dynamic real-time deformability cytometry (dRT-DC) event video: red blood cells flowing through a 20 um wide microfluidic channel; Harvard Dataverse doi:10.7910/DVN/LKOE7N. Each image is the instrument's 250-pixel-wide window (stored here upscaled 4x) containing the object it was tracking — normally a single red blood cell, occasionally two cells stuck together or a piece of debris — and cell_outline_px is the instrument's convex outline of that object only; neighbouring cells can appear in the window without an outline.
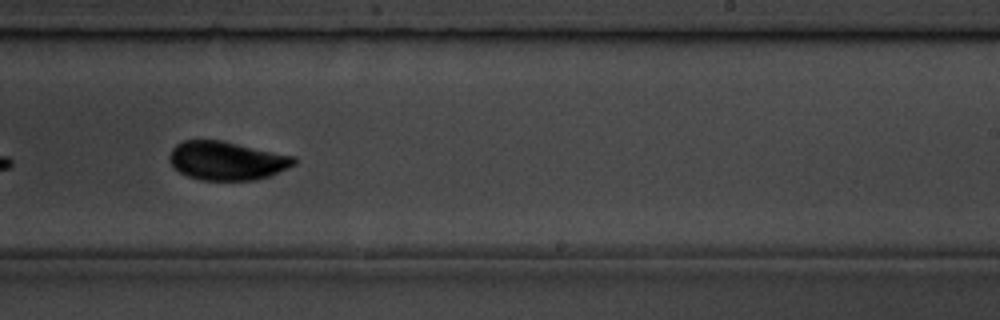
{"species": "common noctule bat (a hibernating species)", "species_latin": "Nyctalus noctula", "temperature_condition": "room temperature", "stored_images_in_passage": 16, "camera_frame_rate_fps": 3000, "um_per_image_px": 0.085, "animal": {"sex": "male", "body_mass_g": 19.5, "forearm_length_mm": 54.6}, "frame": {"image": 1, "passage_image": 10, "time_ms": 10.333, "image_size_px": [1000, 320], "cell_outline_px": [[296, 164], [272, 176], [256, 180], [200, 180], [188, 176], [172, 168], [168, 160], [168, 156], [172, 148], [176, 144], [184, 140], [224, 140], [292, 156], [296, 160]], "centroid_in_image_um": [19.25, 13.66], "position_along_channel_um": 269.8, "area_um2": 28.38}, "authors_computed_cell_mechanics": {"area_um2": 28.8133, "velocity_mm_per_s": 3.722, "shape_relaxation_time_tau1_ms": 2.6577, "shape_relaxation_time_tau2_ms": 1.7523, "deformation_change_tau1": 0.0786, "deformation_change_tau2": 0.0411}}